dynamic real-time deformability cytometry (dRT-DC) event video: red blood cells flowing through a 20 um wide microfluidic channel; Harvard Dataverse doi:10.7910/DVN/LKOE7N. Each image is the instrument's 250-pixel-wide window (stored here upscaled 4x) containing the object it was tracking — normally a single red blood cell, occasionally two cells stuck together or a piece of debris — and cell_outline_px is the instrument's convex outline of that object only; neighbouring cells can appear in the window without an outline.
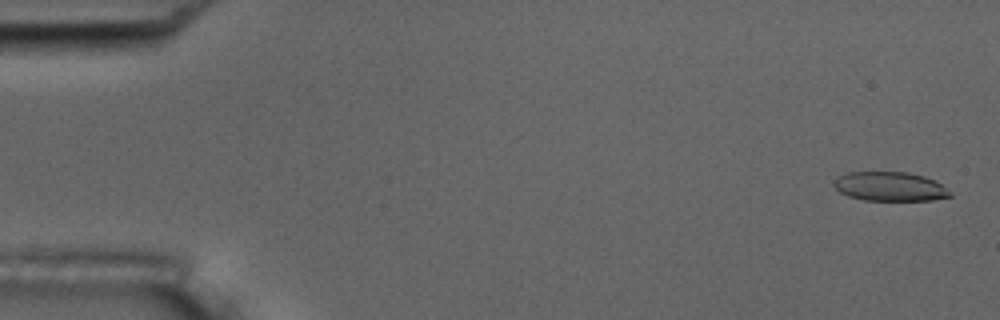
{"species": "common noctule bat (a hibernating species)", "species_latin": "Nyctalus noctula", "temperature_condition": "room temperature", "stored_images_in_passage": 5, "camera_frame_rate_fps": 3000, "um_per_image_px": 0.085, "animal": {"sex": "male", "body_mass_g": 17.5, "forearm_length_mm": 52.3}, "frame": {"image": 1, "passage_image": 1, "time_ms": 0.0, "image_size_px": [1000, 320], "cell_outline_px": [[952, 196], [932, 200], [864, 200], [848, 196], [840, 192], [832, 184], [840, 176], [848, 172], [908, 172], [924, 176], [936, 180], [952, 192]], "centroid_in_image_um": [75.69, 15.85], "position_along_channel_um": 9.3, "area_um2": 19.77}}
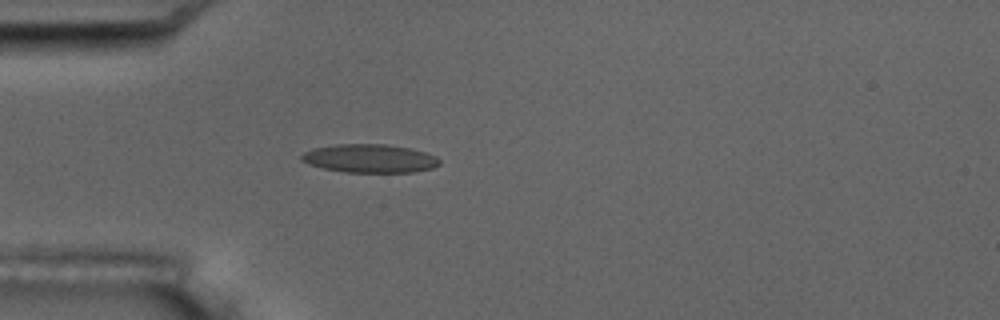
{"frame": {"image": 2, "passage_image": 5, "time_ms": 4.667, "image_size_px": [1000, 320], "cell_outline_px": [[440, 164], [432, 168], [412, 172], [344, 172], [324, 168], [308, 164], [300, 160], [300, 156], [304, 152], [312, 148], [336, 144], [384, 144], [412, 148], [436, 156], [440, 160]], "centroid_in_image_um": [31.41, 13.46], "position_along_channel_um": 53.6, "area_um2": 22.95}}